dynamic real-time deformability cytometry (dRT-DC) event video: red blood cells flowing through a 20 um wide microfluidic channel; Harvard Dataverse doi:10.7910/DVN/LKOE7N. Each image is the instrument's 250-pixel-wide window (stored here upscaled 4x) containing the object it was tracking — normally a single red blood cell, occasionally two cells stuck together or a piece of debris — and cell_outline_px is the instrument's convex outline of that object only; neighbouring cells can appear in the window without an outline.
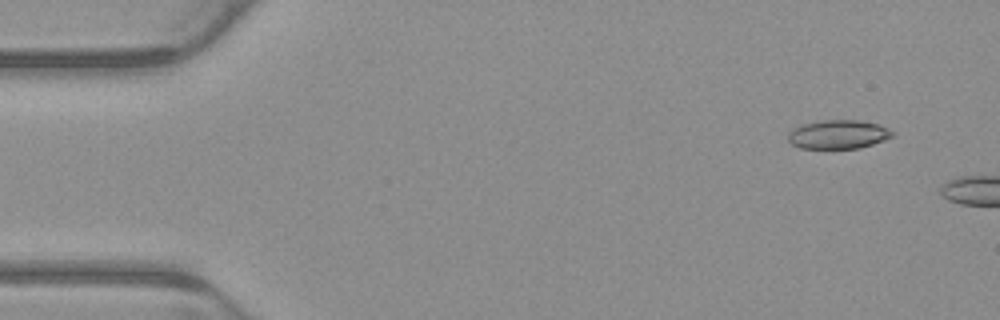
{"species": "common noctule bat (a hibernating species)", "species_latin": "Nyctalus noctula", "temperature_condition": "warm", "stored_images_in_passage": 4, "camera_frame_rate_fps": 3000, "um_per_image_px": 0.085, "animal": {"sex": "male", "body_mass_g": 23.1, "forearm_length_mm": 52.7}, "frame": {"image": 1, "passage_image": 1, "time_ms": 0.0, "image_size_px": [1000, 320], "cell_outline_px": [[896, 132], [892, 136], [884, 140], [860, 148], [800, 148], [792, 144], [788, 140], [788, 132], [800, 124], [824, 120], [860, 120], [876, 124], [888, 128]], "centroid_in_image_um": [71.24, 11.42], "position_along_channel_um": 13.8, "area_um2": 17.51}}